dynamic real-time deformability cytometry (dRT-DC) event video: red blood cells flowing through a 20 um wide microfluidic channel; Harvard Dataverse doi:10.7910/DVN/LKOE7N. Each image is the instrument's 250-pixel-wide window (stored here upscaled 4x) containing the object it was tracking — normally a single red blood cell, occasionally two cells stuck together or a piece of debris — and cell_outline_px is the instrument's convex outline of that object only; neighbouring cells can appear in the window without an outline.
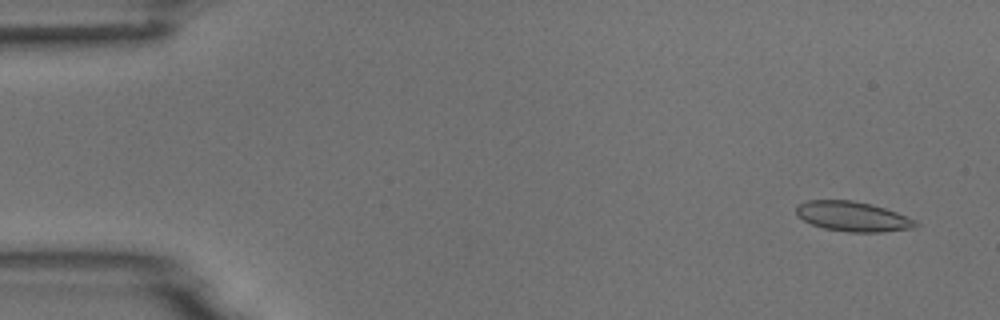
{"species": "common noctule bat (a hibernating species)", "species_latin": "Nyctalus noctula", "temperature_condition": "room temperature", "stored_images_in_passage": 7, "camera_frame_rate_fps": 3000, "um_per_image_px": 0.085, "animal": {"sex": "male", "body_mass_g": 18.8}, "frame": {"image": 1, "passage_image": 1, "time_ms": 0.0, "image_size_px": [1000, 320], "cell_outline_px": [[920, 224], [916, 228], [884, 232], [848, 232], [824, 228], [812, 224], [796, 216], [796, 204], [808, 200], [852, 200], [872, 204], [896, 212], [916, 220]], "centroid_in_image_um": [72.49, 18.4], "position_along_channel_um": 12.5, "area_um2": 20.98}}
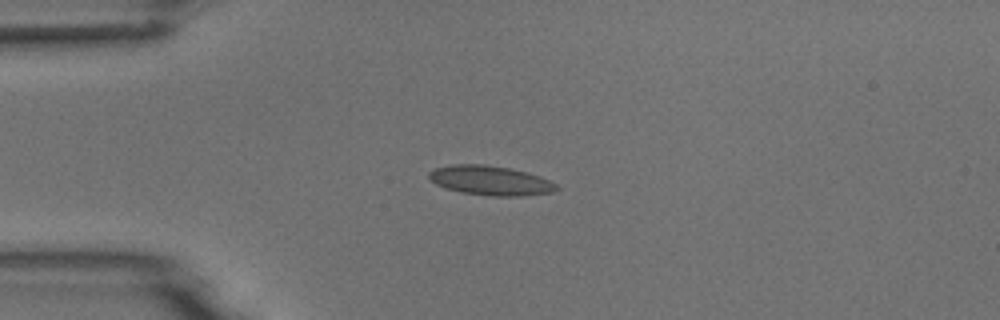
{"frame": {"image": 2, "passage_image": 4, "time_ms": 3.333, "image_size_px": [1000, 320], "cell_outline_px": [[560, 188], [552, 192], [524, 196], [492, 196], [464, 192], [444, 188], [428, 180], [428, 172], [432, 168], [452, 164], [484, 164], [508, 168], [540, 176], [556, 184]], "centroid_in_image_um": [41.63, 15.34], "position_along_channel_um": 43.4, "area_um2": 21.96}}
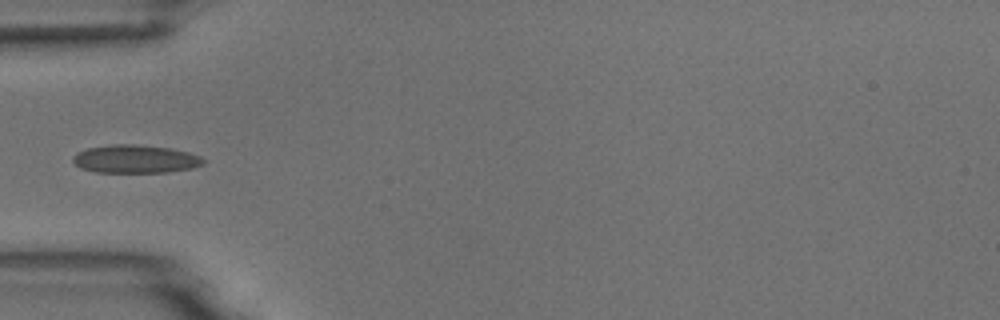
{"frame": {"image": 3, "passage_image": 5, "time_ms": 4.667, "image_size_px": [1000, 320], "cell_outline_px": [[204, 164], [192, 168], [168, 172], [96, 172], [80, 168], [72, 160], [72, 156], [76, 152], [88, 148], [112, 144], [132, 144], [168, 148], [188, 152], [200, 156], [204, 160]], "centroid_in_image_um": [11.48, 13.52], "position_along_channel_um": 73.5, "area_um2": 21.33}}